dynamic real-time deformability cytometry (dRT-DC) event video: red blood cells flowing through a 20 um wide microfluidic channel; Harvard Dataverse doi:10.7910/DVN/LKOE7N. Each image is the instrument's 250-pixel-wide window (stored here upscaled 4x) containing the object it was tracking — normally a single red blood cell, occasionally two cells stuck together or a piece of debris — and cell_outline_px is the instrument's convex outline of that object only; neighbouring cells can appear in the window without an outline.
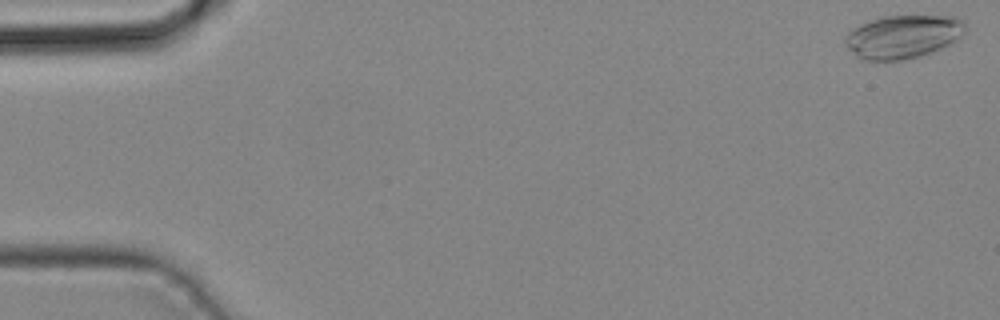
{"species": "common noctule bat (a hibernating species)", "species_latin": "Nyctalus noctula", "temperature_condition": "cold", "stored_images_in_passage": 43, "camera_frame_rate_fps": 3000, "um_per_image_px": 0.085, "animal": {"sex": "male", "body_mass_g": 19.2, "forearm_length_mm": 51.8}, "frame": {"image": 1, "passage_image": 1, "time_ms": 0.0, "image_size_px": [1000, 320], "cell_outline_px": [[964, 32], [956, 40], [940, 48], [920, 56], [900, 60], [864, 60], [856, 56], [844, 44], [844, 36], [852, 28], [860, 24], [884, 16], [956, 16], [964, 20]], "centroid_in_image_um": [76.72, 3.11], "position_along_channel_um": 8.3, "area_um2": 30.17}}
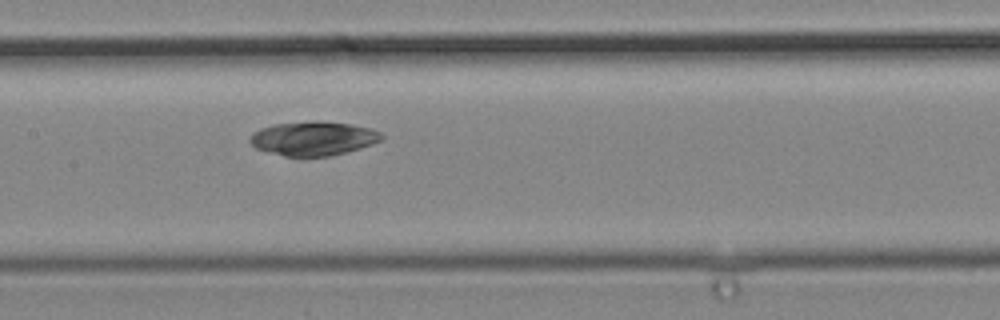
{"frame": {"image": 2, "passage_image": 21, "time_ms": 6.667, "image_size_px": [1000, 320], "cell_outline_px": [[384, 136], [380, 140], [372, 144], [360, 148], [328, 156], [284, 156], [256, 148], [248, 140], [252, 132], [260, 128], [272, 124], [312, 120], [316, 120], [352, 124], [372, 128], [380, 132]], "centroid_in_image_um": [26.61, 11.74], "position_along_channel_um": 180.8, "area_um2": 26.24}}
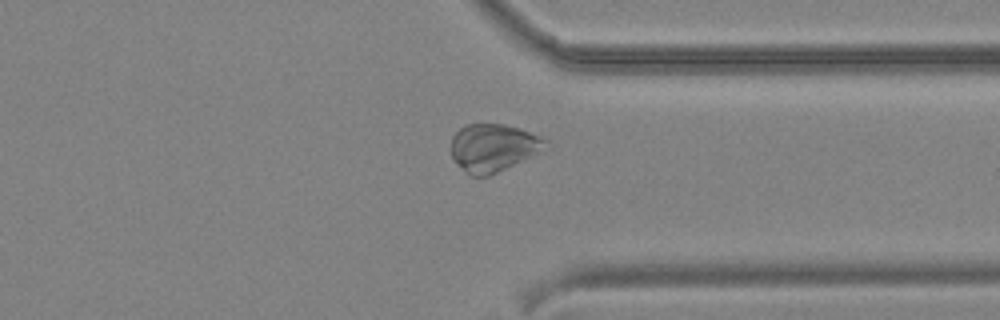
{"frame": {"image": 3, "passage_image": 33, "time_ms": 10.667, "image_size_px": [1000, 320], "cell_outline_px": [[552, 148], [488, 176], [472, 176], [464, 172], [452, 160], [452, 136], [464, 124], [504, 124], [520, 128], [540, 136], [548, 140], [552, 144]], "centroid_in_image_um": [41.99, 12.55], "position_along_channel_um": 369.4, "area_um2": 26.88}}